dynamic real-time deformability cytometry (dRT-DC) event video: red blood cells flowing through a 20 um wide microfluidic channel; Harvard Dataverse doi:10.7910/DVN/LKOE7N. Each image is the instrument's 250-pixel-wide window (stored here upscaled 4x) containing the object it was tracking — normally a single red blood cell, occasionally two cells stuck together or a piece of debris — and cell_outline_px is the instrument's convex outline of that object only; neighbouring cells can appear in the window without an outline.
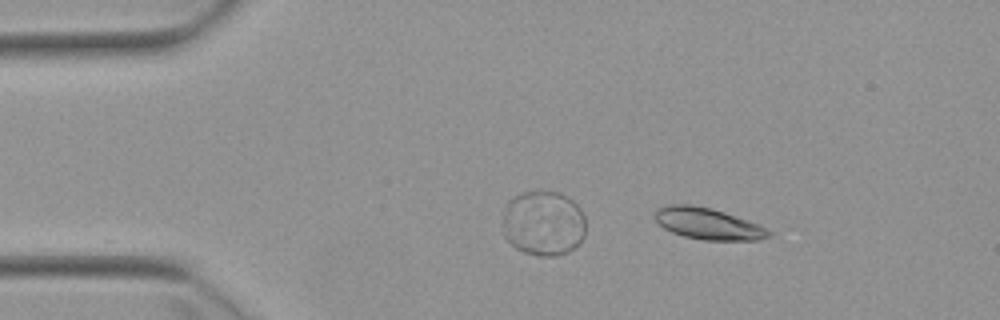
{"species": "Egyptian fruit bat (a non-hibernating species)", "species_latin": "Rousettus aegyptiacus", "temperature_condition": "warm", "stored_images_in_passage": 4, "camera_frame_rate_fps": 3000, "um_per_image_px": 0.085, "animal": {"sex": "female"}, "frame": {"image": 1, "passage_image": 2, "time_ms": 1.333, "image_size_px": [1000, 320], "cell_outline_px": [[772, 236], [756, 240], [704, 240], [684, 236], [672, 232], [664, 228], [652, 216], [656, 208], [668, 204], [688, 204], [712, 208], [724, 212], [756, 224], [772, 232]], "centroid_in_image_um": [60.11, 19.0], "position_along_channel_um": 24.9, "area_um2": 20.75}}